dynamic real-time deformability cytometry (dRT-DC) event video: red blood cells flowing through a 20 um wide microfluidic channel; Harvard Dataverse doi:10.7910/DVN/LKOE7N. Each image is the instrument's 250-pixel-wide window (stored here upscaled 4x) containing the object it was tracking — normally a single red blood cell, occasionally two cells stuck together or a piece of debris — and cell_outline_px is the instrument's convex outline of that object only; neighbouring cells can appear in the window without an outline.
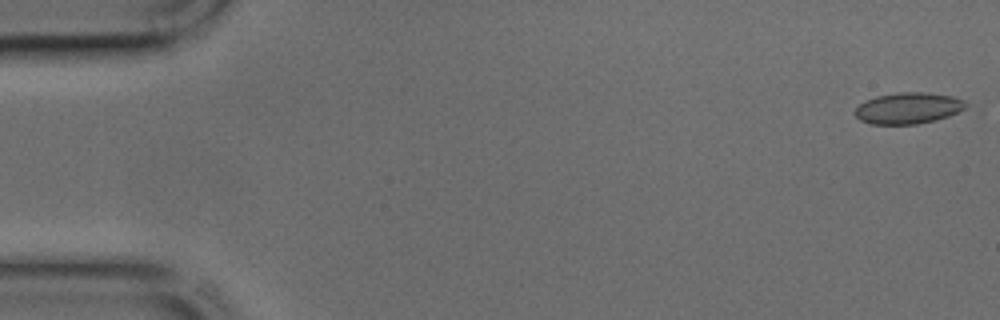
{"species": "common noctule bat (a hibernating species)", "species_latin": "Nyctalus noctula", "temperature_condition": "cold", "stored_images_in_passage": 10, "camera_frame_rate_fps": 3000, "um_per_image_px": 0.085, "animal": {"sex": "male", "body_mass_g": 17.9, "forearm_length_mm": 54.2}, "frame": {"image": 1, "passage_image": 1, "time_ms": 0.0, "image_size_px": [1000, 320], "cell_outline_px": [[968, 104], [964, 108], [948, 116], [936, 120], [916, 124], [872, 124], [860, 120], [852, 112], [864, 100], [876, 96], [900, 92], [924, 92], [952, 96], [964, 100]], "centroid_in_image_um": [77.16, 9.19], "position_along_channel_um": 7.8, "area_um2": 20.17}}